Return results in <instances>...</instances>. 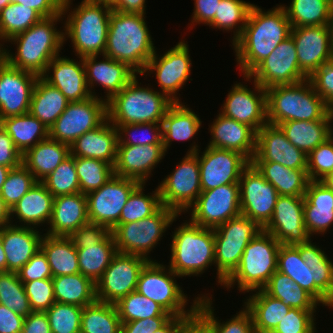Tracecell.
Instances as JSON below:
<instances>
[{
  "mask_svg": "<svg viewBox=\"0 0 333 333\" xmlns=\"http://www.w3.org/2000/svg\"><path fill=\"white\" fill-rule=\"evenodd\" d=\"M292 26L282 5L263 10L253 5L247 23L232 44L238 68L247 76L291 34Z\"/></svg>",
  "mask_w": 333,
  "mask_h": 333,
  "instance_id": "6da1fadb",
  "label": "cell"
},
{
  "mask_svg": "<svg viewBox=\"0 0 333 333\" xmlns=\"http://www.w3.org/2000/svg\"><path fill=\"white\" fill-rule=\"evenodd\" d=\"M145 18L144 14L112 9L104 52V55L126 63L140 75L156 51Z\"/></svg>",
  "mask_w": 333,
  "mask_h": 333,
  "instance_id": "7a4b0ae2",
  "label": "cell"
},
{
  "mask_svg": "<svg viewBox=\"0 0 333 333\" xmlns=\"http://www.w3.org/2000/svg\"><path fill=\"white\" fill-rule=\"evenodd\" d=\"M60 20L63 23L62 15L42 18L28 30L10 38L7 42L17 44V51L14 54L4 47L5 61L12 67L41 77L52 59L61 55L63 30L55 27Z\"/></svg>",
  "mask_w": 333,
  "mask_h": 333,
  "instance_id": "3957f363",
  "label": "cell"
},
{
  "mask_svg": "<svg viewBox=\"0 0 333 333\" xmlns=\"http://www.w3.org/2000/svg\"><path fill=\"white\" fill-rule=\"evenodd\" d=\"M72 1L63 0L62 3V17L67 16L63 22L64 43L67 39L71 40L77 58L103 55L112 8L92 0H82L73 9Z\"/></svg>",
  "mask_w": 333,
  "mask_h": 333,
  "instance_id": "277c9868",
  "label": "cell"
},
{
  "mask_svg": "<svg viewBox=\"0 0 333 333\" xmlns=\"http://www.w3.org/2000/svg\"><path fill=\"white\" fill-rule=\"evenodd\" d=\"M135 76L107 101V119L117 128L124 124L162 123L174 103L160 91L141 86Z\"/></svg>",
  "mask_w": 333,
  "mask_h": 333,
  "instance_id": "5b68a950",
  "label": "cell"
},
{
  "mask_svg": "<svg viewBox=\"0 0 333 333\" xmlns=\"http://www.w3.org/2000/svg\"><path fill=\"white\" fill-rule=\"evenodd\" d=\"M187 221L172 232L171 256L167 265L181 278L199 276L212 264L215 266L214 229Z\"/></svg>",
  "mask_w": 333,
  "mask_h": 333,
  "instance_id": "8992f818",
  "label": "cell"
},
{
  "mask_svg": "<svg viewBox=\"0 0 333 333\" xmlns=\"http://www.w3.org/2000/svg\"><path fill=\"white\" fill-rule=\"evenodd\" d=\"M268 124L286 121L329 120L328 106L307 79L293 85H276L266 89Z\"/></svg>",
  "mask_w": 333,
  "mask_h": 333,
  "instance_id": "52a82bcc",
  "label": "cell"
},
{
  "mask_svg": "<svg viewBox=\"0 0 333 333\" xmlns=\"http://www.w3.org/2000/svg\"><path fill=\"white\" fill-rule=\"evenodd\" d=\"M281 243L262 230L246 246L239 266L225 280L223 286L249 293L262 289L277 270V256ZM237 283V284H236Z\"/></svg>",
  "mask_w": 333,
  "mask_h": 333,
  "instance_id": "ba28073f",
  "label": "cell"
},
{
  "mask_svg": "<svg viewBox=\"0 0 333 333\" xmlns=\"http://www.w3.org/2000/svg\"><path fill=\"white\" fill-rule=\"evenodd\" d=\"M175 277L180 278L167 265L149 261L140 272L136 291L160 304L173 316L196 315L200 294L190 303V310L187 309L188 296Z\"/></svg>",
  "mask_w": 333,
  "mask_h": 333,
  "instance_id": "9c48e42d",
  "label": "cell"
},
{
  "mask_svg": "<svg viewBox=\"0 0 333 333\" xmlns=\"http://www.w3.org/2000/svg\"><path fill=\"white\" fill-rule=\"evenodd\" d=\"M175 211L162 206L150 217L125 224H117L112 230L117 252L141 256L151 260L149 253L161 241L166 229L179 217ZM149 255V256H148Z\"/></svg>",
  "mask_w": 333,
  "mask_h": 333,
  "instance_id": "30bf717a",
  "label": "cell"
},
{
  "mask_svg": "<svg viewBox=\"0 0 333 333\" xmlns=\"http://www.w3.org/2000/svg\"><path fill=\"white\" fill-rule=\"evenodd\" d=\"M262 230L255 221L242 214L214 229L218 285L223 286L225 280L239 266L246 246Z\"/></svg>",
  "mask_w": 333,
  "mask_h": 333,
  "instance_id": "8fae6325",
  "label": "cell"
},
{
  "mask_svg": "<svg viewBox=\"0 0 333 333\" xmlns=\"http://www.w3.org/2000/svg\"><path fill=\"white\" fill-rule=\"evenodd\" d=\"M173 171L158 184L162 206L178 215L186 213L202 192L198 153H186Z\"/></svg>",
  "mask_w": 333,
  "mask_h": 333,
  "instance_id": "7c38bea8",
  "label": "cell"
},
{
  "mask_svg": "<svg viewBox=\"0 0 333 333\" xmlns=\"http://www.w3.org/2000/svg\"><path fill=\"white\" fill-rule=\"evenodd\" d=\"M107 119V101L90 97L70 102L49 128V138L69 146L81 135L100 126Z\"/></svg>",
  "mask_w": 333,
  "mask_h": 333,
  "instance_id": "4fadbf2b",
  "label": "cell"
},
{
  "mask_svg": "<svg viewBox=\"0 0 333 333\" xmlns=\"http://www.w3.org/2000/svg\"><path fill=\"white\" fill-rule=\"evenodd\" d=\"M189 52L188 42L183 39L167 52L165 51L163 55L159 56L155 51L140 76L147 77L149 73L150 76L155 72L154 76L161 88L160 92L174 103L181 102L180 94L177 96V92L189 80L191 66H193Z\"/></svg>",
  "mask_w": 333,
  "mask_h": 333,
  "instance_id": "5bb4252c",
  "label": "cell"
},
{
  "mask_svg": "<svg viewBox=\"0 0 333 333\" xmlns=\"http://www.w3.org/2000/svg\"><path fill=\"white\" fill-rule=\"evenodd\" d=\"M243 78L247 82L253 79L267 89L276 85L300 83L307 80L308 76L299 67L295 42L289 36Z\"/></svg>",
  "mask_w": 333,
  "mask_h": 333,
  "instance_id": "9a60e30c",
  "label": "cell"
},
{
  "mask_svg": "<svg viewBox=\"0 0 333 333\" xmlns=\"http://www.w3.org/2000/svg\"><path fill=\"white\" fill-rule=\"evenodd\" d=\"M199 148L194 141L186 153H198L202 191L239 183L242 172L251 164L244 155L235 151L206 146L202 153Z\"/></svg>",
  "mask_w": 333,
  "mask_h": 333,
  "instance_id": "2e32d148",
  "label": "cell"
},
{
  "mask_svg": "<svg viewBox=\"0 0 333 333\" xmlns=\"http://www.w3.org/2000/svg\"><path fill=\"white\" fill-rule=\"evenodd\" d=\"M190 208L187 212H191L192 223L215 229L241 214L239 183L202 191Z\"/></svg>",
  "mask_w": 333,
  "mask_h": 333,
  "instance_id": "e0dca14e",
  "label": "cell"
},
{
  "mask_svg": "<svg viewBox=\"0 0 333 333\" xmlns=\"http://www.w3.org/2000/svg\"><path fill=\"white\" fill-rule=\"evenodd\" d=\"M140 184L134 179L113 175L99 189L86 194L89 221L111 231L129 196Z\"/></svg>",
  "mask_w": 333,
  "mask_h": 333,
  "instance_id": "ac0fdd59",
  "label": "cell"
},
{
  "mask_svg": "<svg viewBox=\"0 0 333 333\" xmlns=\"http://www.w3.org/2000/svg\"><path fill=\"white\" fill-rule=\"evenodd\" d=\"M148 262L141 256L117 252L95 283L96 300L115 304L135 291L140 272Z\"/></svg>",
  "mask_w": 333,
  "mask_h": 333,
  "instance_id": "d6986e66",
  "label": "cell"
},
{
  "mask_svg": "<svg viewBox=\"0 0 333 333\" xmlns=\"http://www.w3.org/2000/svg\"><path fill=\"white\" fill-rule=\"evenodd\" d=\"M241 214L255 221L262 229L272 218L279 194L250 164L240 176Z\"/></svg>",
  "mask_w": 333,
  "mask_h": 333,
  "instance_id": "ffe728a7",
  "label": "cell"
},
{
  "mask_svg": "<svg viewBox=\"0 0 333 333\" xmlns=\"http://www.w3.org/2000/svg\"><path fill=\"white\" fill-rule=\"evenodd\" d=\"M253 90L241 82L232 86L221 106L223 116L234 119L240 123L252 127L258 132L267 120V95L266 89L262 88L256 81L253 82Z\"/></svg>",
  "mask_w": 333,
  "mask_h": 333,
  "instance_id": "44dd1931",
  "label": "cell"
},
{
  "mask_svg": "<svg viewBox=\"0 0 333 333\" xmlns=\"http://www.w3.org/2000/svg\"><path fill=\"white\" fill-rule=\"evenodd\" d=\"M263 230L282 245H297L312 239L304 223V196L279 195L272 218Z\"/></svg>",
  "mask_w": 333,
  "mask_h": 333,
  "instance_id": "7402d4cb",
  "label": "cell"
},
{
  "mask_svg": "<svg viewBox=\"0 0 333 333\" xmlns=\"http://www.w3.org/2000/svg\"><path fill=\"white\" fill-rule=\"evenodd\" d=\"M300 69L309 77L324 63L333 59V26L292 28Z\"/></svg>",
  "mask_w": 333,
  "mask_h": 333,
  "instance_id": "603a6c76",
  "label": "cell"
},
{
  "mask_svg": "<svg viewBox=\"0 0 333 333\" xmlns=\"http://www.w3.org/2000/svg\"><path fill=\"white\" fill-rule=\"evenodd\" d=\"M39 76L10 66L0 67V115L3 118L29 113L33 89Z\"/></svg>",
  "mask_w": 333,
  "mask_h": 333,
  "instance_id": "cb8c5ba5",
  "label": "cell"
},
{
  "mask_svg": "<svg viewBox=\"0 0 333 333\" xmlns=\"http://www.w3.org/2000/svg\"><path fill=\"white\" fill-rule=\"evenodd\" d=\"M251 162H277L291 169H307V155L290 143L279 126L266 124L257 132Z\"/></svg>",
  "mask_w": 333,
  "mask_h": 333,
  "instance_id": "d4e9b609",
  "label": "cell"
},
{
  "mask_svg": "<svg viewBox=\"0 0 333 333\" xmlns=\"http://www.w3.org/2000/svg\"><path fill=\"white\" fill-rule=\"evenodd\" d=\"M165 155L163 144L117 145L114 175L146 184Z\"/></svg>",
  "mask_w": 333,
  "mask_h": 333,
  "instance_id": "484cf974",
  "label": "cell"
},
{
  "mask_svg": "<svg viewBox=\"0 0 333 333\" xmlns=\"http://www.w3.org/2000/svg\"><path fill=\"white\" fill-rule=\"evenodd\" d=\"M102 56L101 61L97 60L99 55L85 56L82 59L85 65L86 83L91 95L99 97L96 95L94 86L101 84L104 91L106 90L104 98L108 101L138 74L126 63L118 62L104 54Z\"/></svg>",
  "mask_w": 333,
  "mask_h": 333,
  "instance_id": "4316f807",
  "label": "cell"
},
{
  "mask_svg": "<svg viewBox=\"0 0 333 333\" xmlns=\"http://www.w3.org/2000/svg\"><path fill=\"white\" fill-rule=\"evenodd\" d=\"M78 58L79 61H76V59H70L67 56H56L41 76L50 85L58 88L70 102L92 97L86 83L83 59L82 57Z\"/></svg>",
  "mask_w": 333,
  "mask_h": 333,
  "instance_id": "83f0119b",
  "label": "cell"
},
{
  "mask_svg": "<svg viewBox=\"0 0 333 333\" xmlns=\"http://www.w3.org/2000/svg\"><path fill=\"white\" fill-rule=\"evenodd\" d=\"M209 126L207 146L227 149L244 155L250 162L256 152L257 132L250 126L219 113Z\"/></svg>",
  "mask_w": 333,
  "mask_h": 333,
  "instance_id": "f1b7e54d",
  "label": "cell"
},
{
  "mask_svg": "<svg viewBox=\"0 0 333 333\" xmlns=\"http://www.w3.org/2000/svg\"><path fill=\"white\" fill-rule=\"evenodd\" d=\"M38 228L7 224L1 228L7 271L18 272L40 250L43 235Z\"/></svg>",
  "mask_w": 333,
  "mask_h": 333,
  "instance_id": "f546056e",
  "label": "cell"
},
{
  "mask_svg": "<svg viewBox=\"0 0 333 333\" xmlns=\"http://www.w3.org/2000/svg\"><path fill=\"white\" fill-rule=\"evenodd\" d=\"M89 221L86 194L75 193L57 196L46 235L70 236L74 231Z\"/></svg>",
  "mask_w": 333,
  "mask_h": 333,
  "instance_id": "4dcf8cb0",
  "label": "cell"
},
{
  "mask_svg": "<svg viewBox=\"0 0 333 333\" xmlns=\"http://www.w3.org/2000/svg\"><path fill=\"white\" fill-rule=\"evenodd\" d=\"M304 223L310 237L314 234H326L333 225V190L322 181L310 180L307 185L304 195Z\"/></svg>",
  "mask_w": 333,
  "mask_h": 333,
  "instance_id": "1f68e13d",
  "label": "cell"
},
{
  "mask_svg": "<svg viewBox=\"0 0 333 333\" xmlns=\"http://www.w3.org/2000/svg\"><path fill=\"white\" fill-rule=\"evenodd\" d=\"M117 144V128L106 119L97 128L78 137L70 146V154L74 157L98 159L114 166Z\"/></svg>",
  "mask_w": 333,
  "mask_h": 333,
  "instance_id": "d6a6232c",
  "label": "cell"
},
{
  "mask_svg": "<svg viewBox=\"0 0 333 333\" xmlns=\"http://www.w3.org/2000/svg\"><path fill=\"white\" fill-rule=\"evenodd\" d=\"M53 200L54 197L47 188L41 182H36L11 209V224L19 219L13 225H17L18 222L19 226L34 228H39L45 223L48 225L52 214Z\"/></svg>",
  "mask_w": 333,
  "mask_h": 333,
  "instance_id": "836d02e7",
  "label": "cell"
},
{
  "mask_svg": "<svg viewBox=\"0 0 333 333\" xmlns=\"http://www.w3.org/2000/svg\"><path fill=\"white\" fill-rule=\"evenodd\" d=\"M69 155V145L48 137L23 154L22 164L41 182Z\"/></svg>",
  "mask_w": 333,
  "mask_h": 333,
  "instance_id": "e575fe53",
  "label": "cell"
},
{
  "mask_svg": "<svg viewBox=\"0 0 333 333\" xmlns=\"http://www.w3.org/2000/svg\"><path fill=\"white\" fill-rule=\"evenodd\" d=\"M209 295V296H208ZM212 294H201L196 308V323L206 333H255L250 312L243 307L226 322L214 316Z\"/></svg>",
  "mask_w": 333,
  "mask_h": 333,
  "instance_id": "d590c367",
  "label": "cell"
},
{
  "mask_svg": "<svg viewBox=\"0 0 333 333\" xmlns=\"http://www.w3.org/2000/svg\"><path fill=\"white\" fill-rule=\"evenodd\" d=\"M184 104L186 103H173L162 120V143L166 152L172 141H189L200 132L202 127L203 121L198 117L199 115Z\"/></svg>",
  "mask_w": 333,
  "mask_h": 333,
  "instance_id": "8d00e7d4",
  "label": "cell"
},
{
  "mask_svg": "<svg viewBox=\"0 0 333 333\" xmlns=\"http://www.w3.org/2000/svg\"><path fill=\"white\" fill-rule=\"evenodd\" d=\"M250 294L252 295L246 298L243 306L252 316L255 333H269L275 330L291 307L266 294L262 289Z\"/></svg>",
  "mask_w": 333,
  "mask_h": 333,
  "instance_id": "74e56055",
  "label": "cell"
},
{
  "mask_svg": "<svg viewBox=\"0 0 333 333\" xmlns=\"http://www.w3.org/2000/svg\"><path fill=\"white\" fill-rule=\"evenodd\" d=\"M279 195L304 196L309 178L307 169H291L277 162H251Z\"/></svg>",
  "mask_w": 333,
  "mask_h": 333,
  "instance_id": "f35d334b",
  "label": "cell"
},
{
  "mask_svg": "<svg viewBox=\"0 0 333 333\" xmlns=\"http://www.w3.org/2000/svg\"><path fill=\"white\" fill-rule=\"evenodd\" d=\"M70 101L61 91L38 77L33 89L29 113L49 129L64 112Z\"/></svg>",
  "mask_w": 333,
  "mask_h": 333,
  "instance_id": "ab89813d",
  "label": "cell"
},
{
  "mask_svg": "<svg viewBox=\"0 0 333 333\" xmlns=\"http://www.w3.org/2000/svg\"><path fill=\"white\" fill-rule=\"evenodd\" d=\"M277 271L289 276L291 280L311 294L322 306L325 304L326 296L315 286L313 270L301 259L299 244H281L277 256Z\"/></svg>",
  "mask_w": 333,
  "mask_h": 333,
  "instance_id": "60d3db41",
  "label": "cell"
},
{
  "mask_svg": "<svg viewBox=\"0 0 333 333\" xmlns=\"http://www.w3.org/2000/svg\"><path fill=\"white\" fill-rule=\"evenodd\" d=\"M40 249L46 255L52 278L80 273L77 250L69 236L43 234Z\"/></svg>",
  "mask_w": 333,
  "mask_h": 333,
  "instance_id": "b9f144b4",
  "label": "cell"
},
{
  "mask_svg": "<svg viewBox=\"0 0 333 333\" xmlns=\"http://www.w3.org/2000/svg\"><path fill=\"white\" fill-rule=\"evenodd\" d=\"M329 120L286 121L278 126L288 141L308 155L312 150L330 138Z\"/></svg>",
  "mask_w": 333,
  "mask_h": 333,
  "instance_id": "7bdbcfd3",
  "label": "cell"
},
{
  "mask_svg": "<svg viewBox=\"0 0 333 333\" xmlns=\"http://www.w3.org/2000/svg\"><path fill=\"white\" fill-rule=\"evenodd\" d=\"M285 9L292 28L302 26H333V0H291Z\"/></svg>",
  "mask_w": 333,
  "mask_h": 333,
  "instance_id": "ee69618b",
  "label": "cell"
},
{
  "mask_svg": "<svg viewBox=\"0 0 333 333\" xmlns=\"http://www.w3.org/2000/svg\"><path fill=\"white\" fill-rule=\"evenodd\" d=\"M262 290L291 308L316 310L320 303L286 274L275 271Z\"/></svg>",
  "mask_w": 333,
  "mask_h": 333,
  "instance_id": "f6af8a7d",
  "label": "cell"
},
{
  "mask_svg": "<svg viewBox=\"0 0 333 333\" xmlns=\"http://www.w3.org/2000/svg\"><path fill=\"white\" fill-rule=\"evenodd\" d=\"M76 250L80 273L89 277L94 283L102 276L117 253L111 232L100 243L85 245V248H76Z\"/></svg>",
  "mask_w": 333,
  "mask_h": 333,
  "instance_id": "bcb514c9",
  "label": "cell"
},
{
  "mask_svg": "<svg viewBox=\"0 0 333 333\" xmlns=\"http://www.w3.org/2000/svg\"><path fill=\"white\" fill-rule=\"evenodd\" d=\"M56 302L85 307L96 300L95 283L81 273L53 277Z\"/></svg>",
  "mask_w": 333,
  "mask_h": 333,
  "instance_id": "7dc6e473",
  "label": "cell"
},
{
  "mask_svg": "<svg viewBox=\"0 0 333 333\" xmlns=\"http://www.w3.org/2000/svg\"><path fill=\"white\" fill-rule=\"evenodd\" d=\"M5 131L22 155L49 137V129L30 113L5 118Z\"/></svg>",
  "mask_w": 333,
  "mask_h": 333,
  "instance_id": "c3c4849f",
  "label": "cell"
},
{
  "mask_svg": "<svg viewBox=\"0 0 333 333\" xmlns=\"http://www.w3.org/2000/svg\"><path fill=\"white\" fill-rule=\"evenodd\" d=\"M121 321L115 304L95 300L83 307L80 333H120Z\"/></svg>",
  "mask_w": 333,
  "mask_h": 333,
  "instance_id": "681fc988",
  "label": "cell"
},
{
  "mask_svg": "<svg viewBox=\"0 0 333 333\" xmlns=\"http://www.w3.org/2000/svg\"><path fill=\"white\" fill-rule=\"evenodd\" d=\"M253 5L244 0H221L215 17L208 26L227 32L233 31V44L241 35Z\"/></svg>",
  "mask_w": 333,
  "mask_h": 333,
  "instance_id": "f907efd6",
  "label": "cell"
},
{
  "mask_svg": "<svg viewBox=\"0 0 333 333\" xmlns=\"http://www.w3.org/2000/svg\"><path fill=\"white\" fill-rule=\"evenodd\" d=\"M301 259L313 270L315 286L327 297L333 285V262L311 239L299 244Z\"/></svg>",
  "mask_w": 333,
  "mask_h": 333,
  "instance_id": "816d5d0a",
  "label": "cell"
},
{
  "mask_svg": "<svg viewBox=\"0 0 333 333\" xmlns=\"http://www.w3.org/2000/svg\"><path fill=\"white\" fill-rule=\"evenodd\" d=\"M121 322H131L150 317H173L160 304L136 290L115 303Z\"/></svg>",
  "mask_w": 333,
  "mask_h": 333,
  "instance_id": "f5cc1de1",
  "label": "cell"
},
{
  "mask_svg": "<svg viewBox=\"0 0 333 333\" xmlns=\"http://www.w3.org/2000/svg\"><path fill=\"white\" fill-rule=\"evenodd\" d=\"M43 17L34 9L9 3L0 11V38L5 43L13 36L28 30Z\"/></svg>",
  "mask_w": 333,
  "mask_h": 333,
  "instance_id": "db71d44e",
  "label": "cell"
},
{
  "mask_svg": "<svg viewBox=\"0 0 333 333\" xmlns=\"http://www.w3.org/2000/svg\"><path fill=\"white\" fill-rule=\"evenodd\" d=\"M144 186L141 183L129 196L126 205L123 207L121 216L117 224H125L150 217L161 207V197L158 186L152 193L144 194Z\"/></svg>",
  "mask_w": 333,
  "mask_h": 333,
  "instance_id": "11a10c76",
  "label": "cell"
},
{
  "mask_svg": "<svg viewBox=\"0 0 333 333\" xmlns=\"http://www.w3.org/2000/svg\"><path fill=\"white\" fill-rule=\"evenodd\" d=\"M74 160L82 194L99 189L114 175V167L107 162L85 157Z\"/></svg>",
  "mask_w": 333,
  "mask_h": 333,
  "instance_id": "9f6ffc18",
  "label": "cell"
},
{
  "mask_svg": "<svg viewBox=\"0 0 333 333\" xmlns=\"http://www.w3.org/2000/svg\"><path fill=\"white\" fill-rule=\"evenodd\" d=\"M0 304L24 317L33 311L17 272H0Z\"/></svg>",
  "mask_w": 333,
  "mask_h": 333,
  "instance_id": "6f0895ef",
  "label": "cell"
},
{
  "mask_svg": "<svg viewBox=\"0 0 333 333\" xmlns=\"http://www.w3.org/2000/svg\"><path fill=\"white\" fill-rule=\"evenodd\" d=\"M41 183L54 198L62 195L80 193L74 156L70 154L53 172L43 179Z\"/></svg>",
  "mask_w": 333,
  "mask_h": 333,
  "instance_id": "680465c9",
  "label": "cell"
},
{
  "mask_svg": "<svg viewBox=\"0 0 333 333\" xmlns=\"http://www.w3.org/2000/svg\"><path fill=\"white\" fill-rule=\"evenodd\" d=\"M83 307L55 302L45 313L52 333H80Z\"/></svg>",
  "mask_w": 333,
  "mask_h": 333,
  "instance_id": "91938a15",
  "label": "cell"
},
{
  "mask_svg": "<svg viewBox=\"0 0 333 333\" xmlns=\"http://www.w3.org/2000/svg\"><path fill=\"white\" fill-rule=\"evenodd\" d=\"M36 182L33 174L21 164L9 171L0 196L11 210Z\"/></svg>",
  "mask_w": 333,
  "mask_h": 333,
  "instance_id": "94428289",
  "label": "cell"
},
{
  "mask_svg": "<svg viewBox=\"0 0 333 333\" xmlns=\"http://www.w3.org/2000/svg\"><path fill=\"white\" fill-rule=\"evenodd\" d=\"M117 131V145L163 144L161 123L124 124L119 125Z\"/></svg>",
  "mask_w": 333,
  "mask_h": 333,
  "instance_id": "6125c7cd",
  "label": "cell"
},
{
  "mask_svg": "<svg viewBox=\"0 0 333 333\" xmlns=\"http://www.w3.org/2000/svg\"><path fill=\"white\" fill-rule=\"evenodd\" d=\"M333 171V139L330 137L307 155V175L321 181Z\"/></svg>",
  "mask_w": 333,
  "mask_h": 333,
  "instance_id": "be15d7a7",
  "label": "cell"
},
{
  "mask_svg": "<svg viewBox=\"0 0 333 333\" xmlns=\"http://www.w3.org/2000/svg\"><path fill=\"white\" fill-rule=\"evenodd\" d=\"M316 310L291 308L278 323L275 330L279 333H316Z\"/></svg>",
  "mask_w": 333,
  "mask_h": 333,
  "instance_id": "e7e4bbea",
  "label": "cell"
},
{
  "mask_svg": "<svg viewBox=\"0 0 333 333\" xmlns=\"http://www.w3.org/2000/svg\"><path fill=\"white\" fill-rule=\"evenodd\" d=\"M23 284L33 311L46 312L56 302L52 278L33 280Z\"/></svg>",
  "mask_w": 333,
  "mask_h": 333,
  "instance_id": "03108f58",
  "label": "cell"
},
{
  "mask_svg": "<svg viewBox=\"0 0 333 333\" xmlns=\"http://www.w3.org/2000/svg\"><path fill=\"white\" fill-rule=\"evenodd\" d=\"M308 80L327 106L333 104V59L315 70Z\"/></svg>",
  "mask_w": 333,
  "mask_h": 333,
  "instance_id": "003e7915",
  "label": "cell"
},
{
  "mask_svg": "<svg viewBox=\"0 0 333 333\" xmlns=\"http://www.w3.org/2000/svg\"><path fill=\"white\" fill-rule=\"evenodd\" d=\"M17 275L22 283L52 278L51 268L43 251L40 249L36 252Z\"/></svg>",
  "mask_w": 333,
  "mask_h": 333,
  "instance_id": "a7ac6f4b",
  "label": "cell"
},
{
  "mask_svg": "<svg viewBox=\"0 0 333 333\" xmlns=\"http://www.w3.org/2000/svg\"><path fill=\"white\" fill-rule=\"evenodd\" d=\"M110 232L103 225L88 222L79 227L69 237L75 248H85V245L100 243Z\"/></svg>",
  "mask_w": 333,
  "mask_h": 333,
  "instance_id": "89a4df30",
  "label": "cell"
},
{
  "mask_svg": "<svg viewBox=\"0 0 333 333\" xmlns=\"http://www.w3.org/2000/svg\"><path fill=\"white\" fill-rule=\"evenodd\" d=\"M22 153L16 148L13 140L4 130L0 133V165L16 168L22 164Z\"/></svg>",
  "mask_w": 333,
  "mask_h": 333,
  "instance_id": "2644e50d",
  "label": "cell"
},
{
  "mask_svg": "<svg viewBox=\"0 0 333 333\" xmlns=\"http://www.w3.org/2000/svg\"><path fill=\"white\" fill-rule=\"evenodd\" d=\"M172 317H150L131 322H121V333H153Z\"/></svg>",
  "mask_w": 333,
  "mask_h": 333,
  "instance_id": "8c879c8a",
  "label": "cell"
},
{
  "mask_svg": "<svg viewBox=\"0 0 333 333\" xmlns=\"http://www.w3.org/2000/svg\"><path fill=\"white\" fill-rule=\"evenodd\" d=\"M220 2L221 0H194V12L191 17L192 24H189L190 28L192 29L193 25L201 23L208 25L214 19Z\"/></svg>",
  "mask_w": 333,
  "mask_h": 333,
  "instance_id": "753ad0ef",
  "label": "cell"
},
{
  "mask_svg": "<svg viewBox=\"0 0 333 333\" xmlns=\"http://www.w3.org/2000/svg\"><path fill=\"white\" fill-rule=\"evenodd\" d=\"M11 2L32 8L43 18L62 15L63 0H11Z\"/></svg>",
  "mask_w": 333,
  "mask_h": 333,
  "instance_id": "34e18365",
  "label": "cell"
},
{
  "mask_svg": "<svg viewBox=\"0 0 333 333\" xmlns=\"http://www.w3.org/2000/svg\"><path fill=\"white\" fill-rule=\"evenodd\" d=\"M25 317L0 304V333H22Z\"/></svg>",
  "mask_w": 333,
  "mask_h": 333,
  "instance_id": "11e5206c",
  "label": "cell"
},
{
  "mask_svg": "<svg viewBox=\"0 0 333 333\" xmlns=\"http://www.w3.org/2000/svg\"><path fill=\"white\" fill-rule=\"evenodd\" d=\"M22 333H52L45 312L32 311L23 322Z\"/></svg>",
  "mask_w": 333,
  "mask_h": 333,
  "instance_id": "2a66077c",
  "label": "cell"
},
{
  "mask_svg": "<svg viewBox=\"0 0 333 333\" xmlns=\"http://www.w3.org/2000/svg\"><path fill=\"white\" fill-rule=\"evenodd\" d=\"M196 323V315L173 316L164 326L153 333H187Z\"/></svg>",
  "mask_w": 333,
  "mask_h": 333,
  "instance_id": "b9fcfbb0",
  "label": "cell"
},
{
  "mask_svg": "<svg viewBox=\"0 0 333 333\" xmlns=\"http://www.w3.org/2000/svg\"><path fill=\"white\" fill-rule=\"evenodd\" d=\"M146 0H120L112 9L123 13L146 14Z\"/></svg>",
  "mask_w": 333,
  "mask_h": 333,
  "instance_id": "09005b40",
  "label": "cell"
},
{
  "mask_svg": "<svg viewBox=\"0 0 333 333\" xmlns=\"http://www.w3.org/2000/svg\"><path fill=\"white\" fill-rule=\"evenodd\" d=\"M10 208L5 204V201L0 196V228L11 223Z\"/></svg>",
  "mask_w": 333,
  "mask_h": 333,
  "instance_id": "979ff035",
  "label": "cell"
},
{
  "mask_svg": "<svg viewBox=\"0 0 333 333\" xmlns=\"http://www.w3.org/2000/svg\"><path fill=\"white\" fill-rule=\"evenodd\" d=\"M1 271H7V260H6L5 251L3 249L1 228H0V272Z\"/></svg>",
  "mask_w": 333,
  "mask_h": 333,
  "instance_id": "deb4b68c",
  "label": "cell"
},
{
  "mask_svg": "<svg viewBox=\"0 0 333 333\" xmlns=\"http://www.w3.org/2000/svg\"><path fill=\"white\" fill-rule=\"evenodd\" d=\"M11 168L0 165V192Z\"/></svg>",
  "mask_w": 333,
  "mask_h": 333,
  "instance_id": "67dfc351",
  "label": "cell"
},
{
  "mask_svg": "<svg viewBox=\"0 0 333 333\" xmlns=\"http://www.w3.org/2000/svg\"><path fill=\"white\" fill-rule=\"evenodd\" d=\"M92 1L113 8L120 0H92Z\"/></svg>",
  "mask_w": 333,
  "mask_h": 333,
  "instance_id": "b62a3aed",
  "label": "cell"
},
{
  "mask_svg": "<svg viewBox=\"0 0 333 333\" xmlns=\"http://www.w3.org/2000/svg\"><path fill=\"white\" fill-rule=\"evenodd\" d=\"M328 188L333 190V171L321 180Z\"/></svg>",
  "mask_w": 333,
  "mask_h": 333,
  "instance_id": "603ad722",
  "label": "cell"
},
{
  "mask_svg": "<svg viewBox=\"0 0 333 333\" xmlns=\"http://www.w3.org/2000/svg\"><path fill=\"white\" fill-rule=\"evenodd\" d=\"M328 117H329V122H333V104L328 106ZM333 123L330 124V137L333 139Z\"/></svg>",
  "mask_w": 333,
  "mask_h": 333,
  "instance_id": "5803f987",
  "label": "cell"
}]
</instances>
